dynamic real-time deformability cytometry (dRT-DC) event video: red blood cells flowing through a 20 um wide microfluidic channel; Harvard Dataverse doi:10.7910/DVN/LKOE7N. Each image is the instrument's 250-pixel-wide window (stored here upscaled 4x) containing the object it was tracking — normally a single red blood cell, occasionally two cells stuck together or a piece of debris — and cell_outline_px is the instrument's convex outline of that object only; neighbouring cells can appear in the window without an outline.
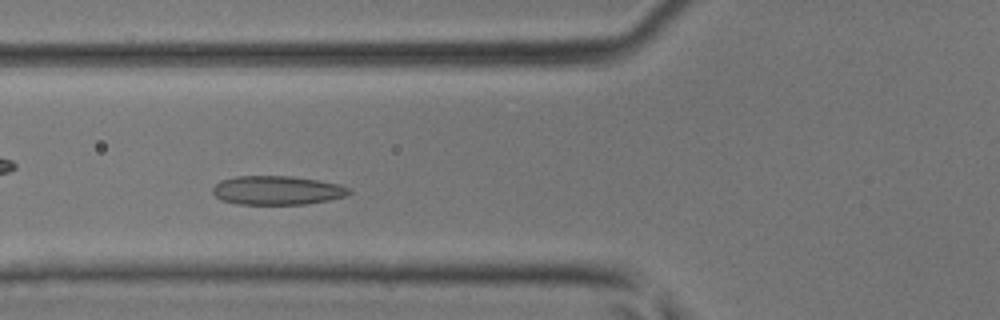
{"species": "common noctule bat (a hibernating species)", "species_latin": "Nyctalus noctula", "temperature_condition": "room temperature", "stored_images_in_passage": 39, "camera_frame_rate_fps": 3000, "um_per_image_px": 0.085, "animal": {"sex": "male", "body_mass_g": 17.9, "forearm_length_mm": 54.2}, "frame": {"image": 1, "passage_image": 10, "time_ms": 3.0, "image_size_px": [1000, 320], "cell_outline_px": [[352, 192], [348, 196], [328, 200], [304, 204], [236, 204], [220, 200], [212, 192], [212, 188], [220, 180], [236, 176], [292, 176], [340, 184], [352, 188]], "centroid_in_image_um": [23.57, 16.18], "position_along_channel_um": 102.2, "area_um2": 23.18}}
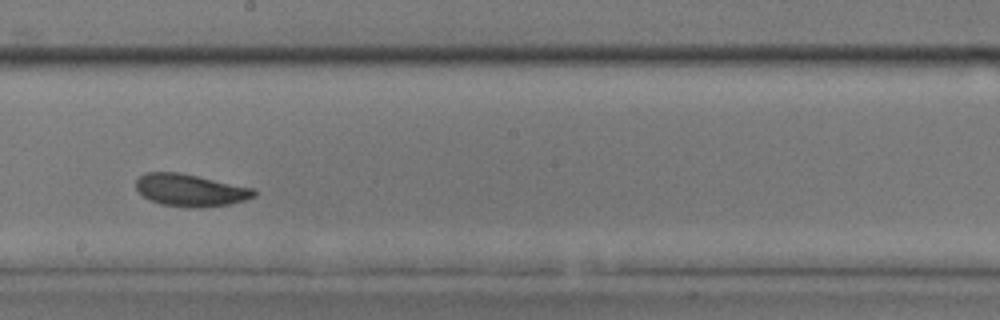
{"frame": {"image": 2, "passage_image": 19, "time_ms": 6.0, "image_size_px": [1000, 320], "cell_outline_px": [[256, 196], [244, 200], [228, 204], [200, 208], [188, 208], [160, 204], [144, 196], [136, 188], [136, 180], [140, 176], [148, 172], [176, 172], [256, 188]], "centroid_in_image_um": [16.21, 16.17], "position_along_channel_um": 232.0, "area_um2": 22.08}}
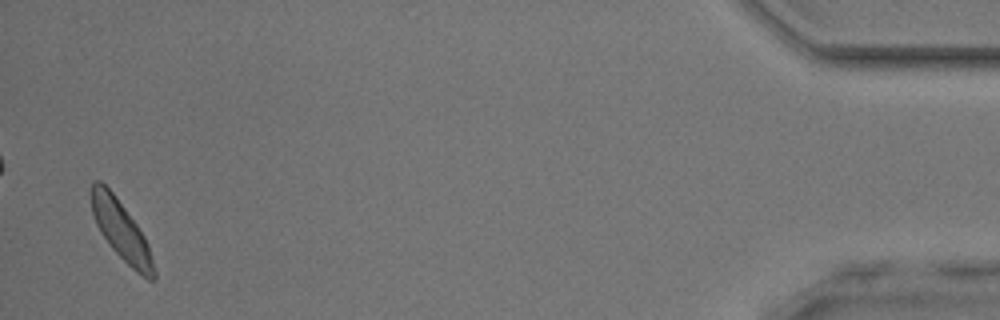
{"frame": {"image": 3, "passage_image": 38, "time_ms": 12.333, "image_size_px": [1000, 320], "cell_outline_px": [[156, 280], [148, 280], [136, 272], [108, 244], [100, 232], [96, 224], [92, 212], [88, 192], [92, 184], [96, 180], [100, 180], [112, 192], [136, 224], [144, 236], [148, 244], [156, 272]], "centroid_in_image_um": [10.27, 19.59], "position_along_channel_um": 424.9, "area_um2": 21.56}}